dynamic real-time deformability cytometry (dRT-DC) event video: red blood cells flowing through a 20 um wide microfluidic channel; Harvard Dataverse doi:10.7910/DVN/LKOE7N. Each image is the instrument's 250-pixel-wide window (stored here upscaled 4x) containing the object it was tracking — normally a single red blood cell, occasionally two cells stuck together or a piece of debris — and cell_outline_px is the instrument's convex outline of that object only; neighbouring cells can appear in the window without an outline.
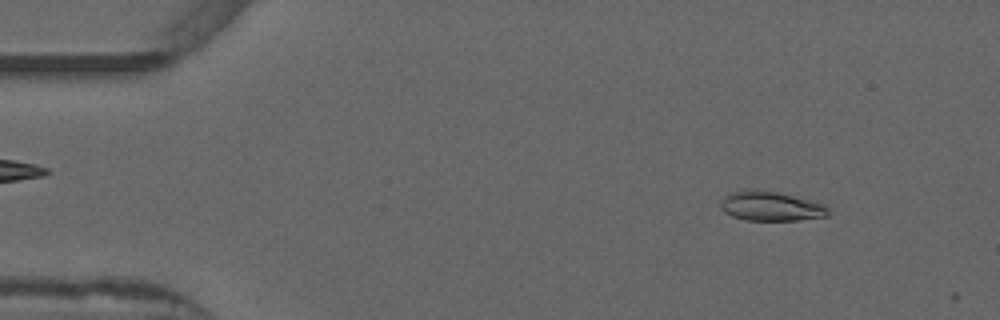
{"species": "common noctule bat (a hibernating species)", "species_latin": "Nyctalus noctula", "temperature_condition": "warm", "stored_images_in_passage": 8, "camera_frame_rate_fps": 3000, "um_per_image_px": 0.085, "animal": {"sex": "male", "forearm_length_mm": 52.5}, "frame": {"image": 1, "passage_image": 5, "time_ms": 1.333, "image_size_px": [1000, 320], "cell_outline_px": [[828, 216], [800, 220], [744, 220], [732, 216], [724, 212], [720, 208], [720, 204], [724, 196], [728, 192], [752, 188], [776, 192], [792, 196], [820, 204], [828, 208]], "centroid_in_image_um": [65.42, 17.52], "position_along_channel_um": 19.6, "area_um2": 18.38}}